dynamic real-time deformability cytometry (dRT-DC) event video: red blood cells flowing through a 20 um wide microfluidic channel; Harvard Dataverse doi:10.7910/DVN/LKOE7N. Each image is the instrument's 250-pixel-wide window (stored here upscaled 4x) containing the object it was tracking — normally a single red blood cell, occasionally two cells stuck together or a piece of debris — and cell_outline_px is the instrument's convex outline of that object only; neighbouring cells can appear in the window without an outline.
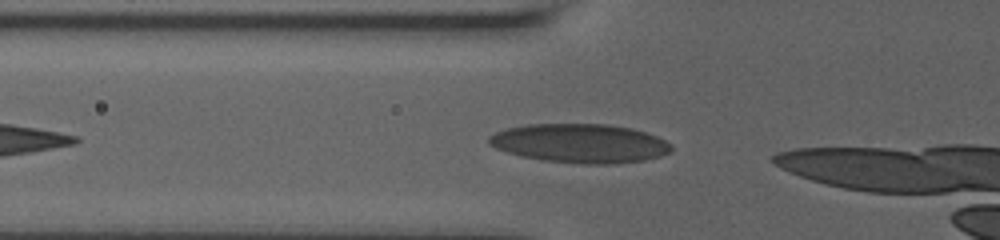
{"species": "human", "species_latin": "Homo sapiens", "temperature_condition": "room temperature", "stored_images_in_passage": 9, "camera_frame_rate_fps": 3000, "um_per_image_px": 0.085, "donor": {"sex": "male"}, "frame": {"image": 1, "passage_image": 3, "time_ms": 0.667, "image_size_px": [1000, 240], "cell_outline_px": [[672, 152], [660, 156], [644, 160], [616, 164], [580, 164], [544, 160], [524, 156], [508, 152], [496, 148], [488, 144], [488, 136], [496, 132], [508, 128], [528, 124], [608, 124], [632, 128], [656, 136], [672, 144]], "centroid_in_image_um": [49.33, 12.18], "position_along_channel_um": 76.5, "area_um2": 41.44}}
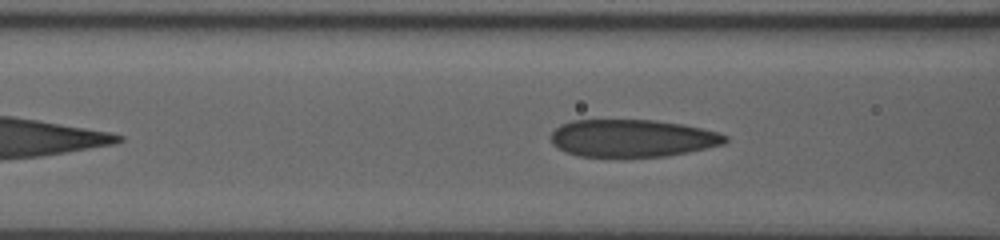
{"frame": {"image": 2, "passage_image": 6, "time_ms": 1.667, "image_size_px": [1000, 240], "cell_outline_px": [[728, 140], [724, 144], [688, 152], [668, 156], [580, 156], [564, 152], [552, 144], [552, 132], [560, 124], [572, 120], [656, 120], [684, 124], [716, 132], [728, 136]], "centroid_in_image_um": [53.74, 11.74], "position_along_channel_um": 112.9, "area_um2": 37.97}}